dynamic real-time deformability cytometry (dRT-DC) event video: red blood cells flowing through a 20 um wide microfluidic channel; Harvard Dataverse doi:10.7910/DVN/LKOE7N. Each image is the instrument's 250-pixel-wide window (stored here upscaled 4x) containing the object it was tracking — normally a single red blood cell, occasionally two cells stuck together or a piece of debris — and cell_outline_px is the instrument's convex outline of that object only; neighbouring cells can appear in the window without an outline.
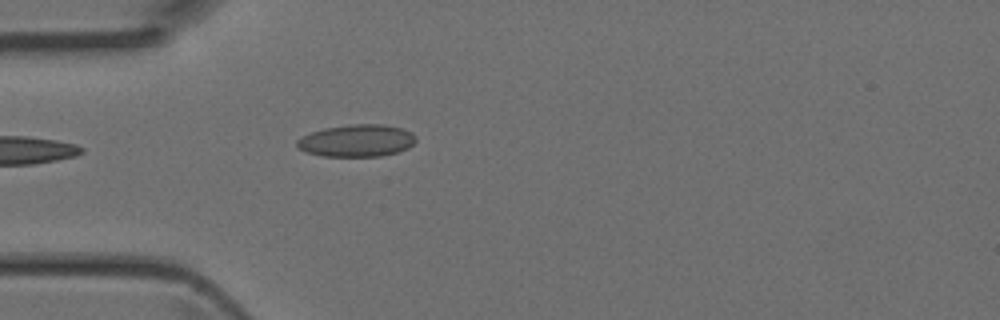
{"species": "Egyptian fruit bat (a non-hibernating species)", "species_latin": "Rousettus aegyptiacus", "temperature_condition": "room temperature", "stored_images_in_passage": 4, "camera_frame_rate_fps": 3000, "um_per_image_px": 0.085, "animal": {"sex": "female"}, "frame": {"image": 1, "passage_image": 4, "time_ms": 1.0, "image_size_px": [1000, 320], "cell_outline_px": [[416, 140], [408, 148], [396, 152], [380, 156], [324, 156], [304, 152], [296, 148], [296, 140], [312, 132], [324, 128], [348, 124], [380, 124], [400, 128], [412, 132], [416, 136]], "centroid_in_image_um": [30.29, 11.95], "position_along_channel_um": 54.7, "area_um2": 22.31}}